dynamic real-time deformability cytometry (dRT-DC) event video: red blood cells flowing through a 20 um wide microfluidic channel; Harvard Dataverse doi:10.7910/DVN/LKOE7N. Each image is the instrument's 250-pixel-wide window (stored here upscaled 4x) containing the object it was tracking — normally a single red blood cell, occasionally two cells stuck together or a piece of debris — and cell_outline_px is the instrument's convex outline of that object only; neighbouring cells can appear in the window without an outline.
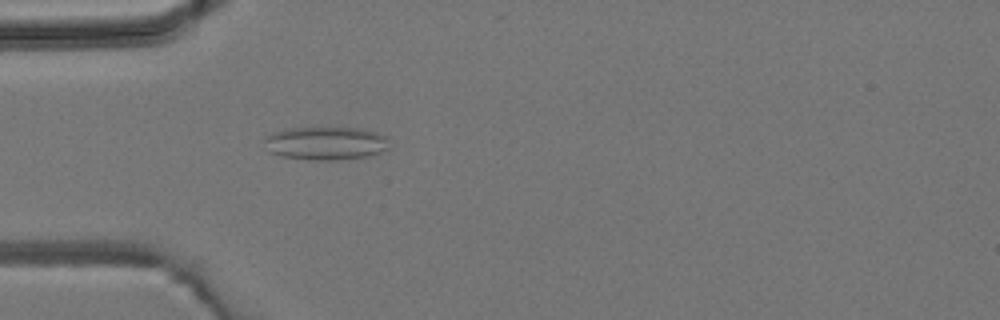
{"species": "common noctule bat (a hibernating species)", "species_latin": "Nyctalus noctula", "temperature_condition": "room temperature", "stored_images_in_passage": 1, "camera_frame_rate_fps": 3000, "um_per_image_px": 0.085, "animal": {"sex": "male", "body_mass_g": 19.2, "forearm_length_mm": 51.8}, "frame": {"image": 1, "passage_image": 1, "time_ms": 0.0, "image_size_px": [1000, 320], "cell_outline_px": [[388, 148], [380, 152], [368, 156], [336, 160], [308, 160], [280, 156], [272, 152], [264, 140], [272, 132], [284, 128], [360, 128], [376, 132], [388, 136]], "centroid_in_image_um": [27.72, 12.17], "position_along_channel_um": 57.3, "area_um2": 24.16}}